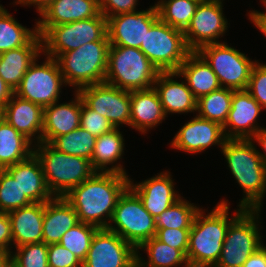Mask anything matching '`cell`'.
Masks as SVG:
<instances>
[{
	"mask_svg": "<svg viewBox=\"0 0 266 267\" xmlns=\"http://www.w3.org/2000/svg\"><path fill=\"white\" fill-rule=\"evenodd\" d=\"M161 170L164 171L146 177L145 180L136 181L134 177H130L129 180V188L140 198L145 209L154 218L183 196L180 189L175 187L177 183L174 181L176 179H173L171 170L169 168Z\"/></svg>",
	"mask_w": 266,
	"mask_h": 267,
	"instance_id": "18",
	"label": "cell"
},
{
	"mask_svg": "<svg viewBox=\"0 0 266 267\" xmlns=\"http://www.w3.org/2000/svg\"><path fill=\"white\" fill-rule=\"evenodd\" d=\"M219 153L223 155L234 183L243 192L236 206L264 209L266 165L259 156L255 142L252 139H226Z\"/></svg>",
	"mask_w": 266,
	"mask_h": 267,
	"instance_id": "2",
	"label": "cell"
},
{
	"mask_svg": "<svg viewBox=\"0 0 266 267\" xmlns=\"http://www.w3.org/2000/svg\"><path fill=\"white\" fill-rule=\"evenodd\" d=\"M197 99L221 88L217 75L197 52L192 51L178 70Z\"/></svg>",
	"mask_w": 266,
	"mask_h": 267,
	"instance_id": "30",
	"label": "cell"
},
{
	"mask_svg": "<svg viewBox=\"0 0 266 267\" xmlns=\"http://www.w3.org/2000/svg\"><path fill=\"white\" fill-rule=\"evenodd\" d=\"M33 27L28 28L3 6L0 9V53L26 46L37 33V19Z\"/></svg>",
	"mask_w": 266,
	"mask_h": 267,
	"instance_id": "33",
	"label": "cell"
},
{
	"mask_svg": "<svg viewBox=\"0 0 266 267\" xmlns=\"http://www.w3.org/2000/svg\"><path fill=\"white\" fill-rule=\"evenodd\" d=\"M190 229H157L156 238L169 246L181 250L187 255Z\"/></svg>",
	"mask_w": 266,
	"mask_h": 267,
	"instance_id": "44",
	"label": "cell"
},
{
	"mask_svg": "<svg viewBox=\"0 0 266 267\" xmlns=\"http://www.w3.org/2000/svg\"><path fill=\"white\" fill-rule=\"evenodd\" d=\"M13 94L14 91L0 77V113L3 111L5 105L11 99Z\"/></svg>",
	"mask_w": 266,
	"mask_h": 267,
	"instance_id": "50",
	"label": "cell"
},
{
	"mask_svg": "<svg viewBox=\"0 0 266 267\" xmlns=\"http://www.w3.org/2000/svg\"><path fill=\"white\" fill-rule=\"evenodd\" d=\"M80 127L87 130L95 137H100L102 134L114 129L109 120L101 116L99 113L90 109L82 100L81 97V115Z\"/></svg>",
	"mask_w": 266,
	"mask_h": 267,
	"instance_id": "41",
	"label": "cell"
},
{
	"mask_svg": "<svg viewBox=\"0 0 266 267\" xmlns=\"http://www.w3.org/2000/svg\"><path fill=\"white\" fill-rule=\"evenodd\" d=\"M77 92L90 109L106 117L114 128L130 129V91L102 82L84 86Z\"/></svg>",
	"mask_w": 266,
	"mask_h": 267,
	"instance_id": "14",
	"label": "cell"
},
{
	"mask_svg": "<svg viewBox=\"0 0 266 267\" xmlns=\"http://www.w3.org/2000/svg\"><path fill=\"white\" fill-rule=\"evenodd\" d=\"M200 204H196L182 196L172 206L164 210L155 218L156 228L191 229L194 217L200 210Z\"/></svg>",
	"mask_w": 266,
	"mask_h": 267,
	"instance_id": "36",
	"label": "cell"
},
{
	"mask_svg": "<svg viewBox=\"0 0 266 267\" xmlns=\"http://www.w3.org/2000/svg\"><path fill=\"white\" fill-rule=\"evenodd\" d=\"M133 267H140L137 263Z\"/></svg>",
	"mask_w": 266,
	"mask_h": 267,
	"instance_id": "58",
	"label": "cell"
},
{
	"mask_svg": "<svg viewBox=\"0 0 266 267\" xmlns=\"http://www.w3.org/2000/svg\"><path fill=\"white\" fill-rule=\"evenodd\" d=\"M99 14V0H54L38 15L37 27H52L86 20Z\"/></svg>",
	"mask_w": 266,
	"mask_h": 267,
	"instance_id": "25",
	"label": "cell"
},
{
	"mask_svg": "<svg viewBox=\"0 0 266 267\" xmlns=\"http://www.w3.org/2000/svg\"><path fill=\"white\" fill-rule=\"evenodd\" d=\"M42 39V53L51 58L74 50L107 35V18L100 13L97 17L60 24L52 27H37Z\"/></svg>",
	"mask_w": 266,
	"mask_h": 267,
	"instance_id": "8",
	"label": "cell"
},
{
	"mask_svg": "<svg viewBox=\"0 0 266 267\" xmlns=\"http://www.w3.org/2000/svg\"><path fill=\"white\" fill-rule=\"evenodd\" d=\"M96 138L82 127L56 137L50 144L60 152L91 161Z\"/></svg>",
	"mask_w": 266,
	"mask_h": 267,
	"instance_id": "37",
	"label": "cell"
},
{
	"mask_svg": "<svg viewBox=\"0 0 266 267\" xmlns=\"http://www.w3.org/2000/svg\"><path fill=\"white\" fill-rule=\"evenodd\" d=\"M109 47L107 34L100 41L87 43L56 58L64 82L68 88L70 87V91H78L84 86L104 82Z\"/></svg>",
	"mask_w": 266,
	"mask_h": 267,
	"instance_id": "4",
	"label": "cell"
},
{
	"mask_svg": "<svg viewBox=\"0 0 266 267\" xmlns=\"http://www.w3.org/2000/svg\"><path fill=\"white\" fill-rule=\"evenodd\" d=\"M11 220L13 248L43 240L44 203L30 205L8 212Z\"/></svg>",
	"mask_w": 266,
	"mask_h": 267,
	"instance_id": "28",
	"label": "cell"
},
{
	"mask_svg": "<svg viewBox=\"0 0 266 267\" xmlns=\"http://www.w3.org/2000/svg\"><path fill=\"white\" fill-rule=\"evenodd\" d=\"M225 197L220 198L213 208L208 210L209 206H202L196 213L189 233L187 261L205 264L218 262L229 224L244 210L236 206L232 212L231 202Z\"/></svg>",
	"mask_w": 266,
	"mask_h": 267,
	"instance_id": "3",
	"label": "cell"
},
{
	"mask_svg": "<svg viewBox=\"0 0 266 267\" xmlns=\"http://www.w3.org/2000/svg\"><path fill=\"white\" fill-rule=\"evenodd\" d=\"M9 5H13V8L17 5L20 7H33L39 15L46 7H48L54 0H12Z\"/></svg>",
	"mask_w": 266,
	"mask_h": 267,
	"instance_id": "47",
	"label": "cell"
},
{
	"mask_svg": "<svg viewBox=\"0 0 266 267\" xmlns=\"http://www.w3.org/2000/svg\"><path fill=\"white\" fill-rule=\"evenodd\" d=\"M107 229L136 249L146 240L155 237L157 232L155 218L129 187L119 197Z\"/></svg>",
	"mask_w": 266,
	"mask_h": 267,
	"instance_id": "11",
	"label": "cell"
},
{
	"mask_svg": "<svg viewBox=\"0 0 266 267\" xmlns=\"http://www.w3.org/2000/svg\"><path fill=\"white\" fill-rule=\"evenodd\" d=\"M99 228L79 222L62 236L59 244L69 249L82 262L86 259L92 238Z\"/></svg>",
	"mask_w": 266,
	"mask_h": 267,
	"instance_id": "38",
	"label": "cell"
},
{
	"mask_svg": "<svg viewBox=\"0 0 266 267\" xmlns=\"http://www.w3.org/2000/svg\"><path fill=\"white\" fill-rule=\"evenodd\" d=\"M190 118L187 121L185 120L183 125H179L181 127H179L167 146L169 145V148L178 153L184 152L191 156L208 153L209 151L206 150L216 149L214 147L221 151L226 140L223 127L196 114Z\"/></svg>",
	"mask_w": 266,
	"mask_h": 267,
	"instance_id": "15",
	"label": "cell"
},
{
	"mask_svg": "<svg viewBox=\"0 0 266 267\" xmlns=\"http://www.w3.org/2000/svg\"><path fill=\"white\" fill-rule=\"evenodd\" d=\"M1 115L34 145L42 142L43 108L40 105L13 94Z\"/></svg>",
	"mask_w": 266,
	"mask_h": 267,
	"instance_id": "23",
	"label": "cell"
},
{
	"mask_svg": "<svg viewBox=\"0 0 266 267\" xmlns=\"http://www.w3.org/2000/svg\"><path fill=\"white\" fill-rule=\"evenodd\" d=\"M263 112L266 111L247 90H233L232 106L223 126L225 138L252 139L266 127L260 122L264 120L261 116Z\"/></svg>",
	"mask_w": 266,
	"mask_h": 267,
	"instance_id": "19",
	"label": "cell"
},
{
	"mask_svg": "<svg viewBox=\"0 0 266 267\" xmlns=\"http://www.w3.org/2000/svg\"><path fill=\"white\" fill-rule=\"evenodd\" d=\"M136 251L137 264L140 267H180L187 261L181 250L161 242L156 237L143 242Z\"/></svg>",
	"mask_w": 266,
	"mask_h": 267,
	"instance_id": "32",
	"label": "cell"
},
{
	"mask_svg": "<svg viewBox=\"0 0 266 267\" xmlns=\"http://www.w3.org/2000/svg\"><path fill=\"white\" fill-rule=\"evenodd\" d=\"M71 94L73 97L67 102L60 100L43 108L42 142L51 143L56 137L80 127L81 96L77 91Z\"/></svg>",
	"mask_w": 266,
	"mask_h": 267,
	"instance_id": "21",
	"label": "cell"
},
{
	"mask_svg": "<svg viewBox=\"0 0 266 267\" xmlns=\"http://www.w3.org/2000/svg\"><path fill=\"white\" fill-rule=\"evenodd\" d=\"M49 267H82V261L59 243L48 245Z\"/></svg>",
	"mask_w": 266,
	"mask_h": 267,
	"instance_id": "43",
	"label": "cell"
},
{
	"mask_svg": "<svg viewBox=\"0 0 266 267\" xmlns=\"http://www.w3.org/2000/svg\"><path fill=\"white\" fill-rule=\"evenodd\" d=\"M247 20L253 24L254 28H256L260 34L266 37V17H246Z\"/></svg>",
	"mask_w": 266,
	"mask_h": 267,
	"instance_id": "51",
	"label": "cell"
},
{
	"mask_svg": "<svg viewBox=\"0 0 266 267\" xmlns=\"http://www.w3.org/2000/svg\"><path fill=\"white\" fill-rule=\"evenodd\" d=\"M40 54L42 39L39 34L26 46L0 53V77L15 91L30 65Z\"/></svg>",
	"mask_w": 266,
	"mask_h": 267,
	"instance_id": "26",
	"label": "cell"
},
{
	"mask_svg": "<svg viewBox=\"0 0 266 267\" xmlns=\"http://www.w3.org/2000/svg\"><path fill=\"white\" fill-rule=\"evenodd\" d=\"M13 237L8 212H0V251L12 252Z\"/></svg>",
	"mask_w": 266,
	"mask_h": 267,
	"instance_id": "46",
	"label": "cell"
},
{
	"mask_svg": "<svg viewBox=\"0 0 266 267\" xmlns=\"http://www.w3.org/2000/svg\"><path fill=\"white\" fill-rule=\"evenodd\" d=\"M160 1H162V0H155L154 3H152V4H154L156 6Z\"/></svg>",
	"mask_w": 266,
	"mask_h": 267,
	"instance_id": "56",
	"label": "cell"
},
{
	"mask_svg": "<svg viewBox=\"0 0 266 267\" xmlns=\"http://www.w3.org/2000/svg\"><path fill=\"white\" fill-rule=\"evenodd\" d=\"M180 267H217V266L216 264L194 263V262L186 261Z\"/></svg>",
	"mask_w": 266,
	"mask_h": 267,
	"instance_id": "54",
	"label": "cell"
},
{
	"mask_svg": "<svg viewBox=\"0 0 266 267\" xmlns=\"http://www.w3.org/2000/svg\"><path fill=\"white\" fill-rule=\"evenodd\" d=\"M246 90L266 111V63L262 60L253 66Z\"/></svg>",
	"mask_w": 266,
	"mask_h": 267,
	"instance_id": "42",
	"label": "cell"
},
{
	"mask_svg": "<svg viewBox=\"0 0 266 267\" xmlns=\"http://www.w3.org/2000/svg\"><path fill=\"white\" fill-rule=\"evenodd\" d=\"M31 203L14 177L5 169L0 170V212H10Z\"/></svg>",
	"mask_w": 266,
	"mask_h": 267,
	"instance_id": "39",
	"label": "cell"
},
{
	"mask_svg": "<svg viewBox=\"0 0 266 267\" xmlns=\"http://www.w3.org/2000/svg\"><path fill=\"white\" fill-rule=\"evenodd\" d=\"M11 260V252L0 251V267H6Z\"/></svg>",
	"mask_w": 266,
	"mask_h": 267,
	"instance_id": "53",
	"label": "cell"
},
{
	"mask_svg": "<svg viewBox=\"0 0 266 267\" xmlns=\"http://www.w3.org/2000/svg\"><path fill=\"white\" fill-rule=\"evenodd\" d=\"M66 88L68 86L56 59L42 53L30 65L14 94L45 108L63 100V90H68Z\"/></svg>",
	"mask_w": 266,
	"mask_h": 267,
	"instance_id": "9",
	"label": "cell"
},
{
	"mask_svg": "<svg viewBox=\"0 0 266 267\" xmlns=\"http://www.w3.org/2000/svg\"><path fill=\"white\" fill-rule=\"evenodd\" d=\"M259 3H260V6H263L264 7V10H255V9H250V10H247L246 9V14L245 16L246 17H266V0H259Z\"/></svg>",
	"mask_w": 266,
	"mask_h": 267,
	"instance_id": "52",
	"label": "cell"
},
{
	"mask_svg": "<svg viewBox=\"0 0 266 267\" xmlns=\"http://www.w3.org/2000/svg\"><path fill=\"white\" fill-rule=\"evenodd\" d=\"M124 130L114 128L96 138L91 158V165L96 172H113L132 176L125 168L124 162L126 161H123L125 151L127 153Z\"/></svg>",
	"mask_w": 266,
	"mask_h": 267,
	"instance_id": "24",
	"label": "cell"
},
{
	"mask_svg": "<svg viewBox=\"0 0 266 267\" xmlns=\"http://www.w3.org/2000/svg\"><path fill=\"white\" fill-rule=\"evenodd\" d=\"M130 104V128L138 135L148 136L147 134L155 131L168 119L154 87L130 91Z\"/></svg>",
	"mask_w": 266,
	"mask_h": 267,
	"instance_id": "22",
	"label": "cell"
},
{
	"mask_svg": "<svg viewBox=\"0 0 266 267\" xmlns=\"http://www.w3.org/2000/svg\"><path fill=\"white\" fill-rule=\"evenodd\" d=\"M140 6H143L140 5V0H99L100 13L107 19L117 14L140 10Z\"/></svg>",
	"mask_w": 266,
	"mask_h": 267,
	"instance_id": "45",
	"label": "cell"
},
{
	"mask_svg": "<svg viewBox=\"0 0 266 267\" xmlns=\"http://www.w3.org/2000/svg\"><path fill=\"white\" fill-rule=\"evenodd\" d=\"M263 209H244L226 232L217 267H242L265 244Z\"/></svg>",
	"mask_w": 266,
	"mask_h": 267,
	"instance_id": "6",
	"label": "cell"
},
{
	"mask_svg": "<svg viewBox=\"0 0 266 267\" xmlns=\"http://www.w3.org/2000/svg\"><path fill=\"white\" fill-rule=\"evenodd\" d=\"M233 89L221 87L197 99L196 115L220 124L227 121L232 106Z\"/></svg>",
	"mask_w": 266,
	"mask_h": 267,
	"instance_id": "34",
	"label": "cell"
},
{
	"mask_svg": "<svg viewBox=\"0 0 266 267\" xmlns=\"http://www.w3.org/2000/svg\"><path fill=\"white\" fill-rule=\"evenodd\" d=\"M34 153V144L3 118L0 119V170L24 161Z\"/></svg>",
	"mask_w": 266,
	"mask_h": 267,
	"instance_id": "31",
	"label": "cell"
},
{
	"mask_svg": "<svg viewBox=\"0 0 266 267\" xmlns=\"http://www.w3.org/2000/svg\"><path fill=\"white\" fill-rule=\"evenodd\" d=\"M136 248L115 232L99 228L94 234L82 267H133Z\"/></svg>",
	"mask_w": 266,
	"mask_h": 267,
	"instance_id": "16",
	"label": "cell"
},
{
	"mask_svg": "<svg viewBox=\"0 0 266 267\" xmlns=\"http://www.w3.org/2000/svg\"><path fill=\"white\" fill-rule=\"evenodd\" d=\"M34 154L41 163L46 185L53 196L66 195L96 172L90 160L60 152L50 143L34 145Z\"/></svg>",
	"mask_w": 266,
	"mask_h": 267,
	"instance_id": "5",
	"label": "cell"
},
{
	"mask_svg": "<svg viewBox=\"0 0 266 267\" xmlns=\"http://www.w3.org/2000/svg\"><path fill=\"white\" fill-rule=\"evenodd\" d=\"M159 19L156 6L121 13L107 19V34L110 46H125L140 49L146 31Z\"/></svg>",
	"mask_w": 266,
	"mask_h": 267,
	"instance_id": "17",
	"label": "cell"
},
{
	"mask_svg": "<svg viewBox=\"0 0 266 267\" xmlns=\"http://www.w3.org/2000/svg\"><path fill=\"white\" fill-rule=\"evenodd\" d=\"M252 140L258 145L257 149L262 162L266 165V127L262 128ZM262 149H260V148Z\"/></svg>",
	"mask_w": 266,
	"mask_h": 267,
	"instance_id": "49",
	"label": "cell"
},
{
	"mask_svg": "<svg viewBox=\"0 0 266 267\" xmlns=\"http://www.w3.org/2000/svg\"><path fill=\"white\" fill-rule=\"evenodd\" d=\"M154 89L158 93L163 111L168 118L174 115L196 114L197 100L178 71L160 72Z\"/></svg>",
	"mask_w": 266,
	"mask_h": 267,
	"instance_id": "20",
	"label": "cell"
},
{
	"mask_svg": "<svg viewBox=\"0 0 266 267\" xmlns=\"http://www.w3.org/2000/svg\"><path fill=\"white\" fill-rule=\"evenodd\" d=\"M11 260L19 267H49L48 245L39 242L13 248Z\"/></svg>",
	"mask_w": 266,
	"mask_h": 267,
	"instance_id": "40",
	"label": "cell"
},
{
	"mask_svg": "<svg viewBox=\"0 0 266 267\" xmlns=\"http://www.w3.org/2000/svg\"><path fill=\"white\" fill-rule=\"evenodd\" d=\"M5 170L14 177L22 193L33 203H46L54 197L46 185L41 163L34 153Z\"/></svg>",
	"mask_w": 266,
	"mask_h": 267,
	"instance_id": "27",
	"label": "cell"
},
{
	"mask_svg": "<svg viewBox=\"0 0 266 267\" xmlns=\"http://www.w3.org/2000/svg\"><path fill=\"white\" fill-rule=\"evenodd\" d=\"M130 176L95 172L73 187L64 198L75 209L79 222L107 228L119 197L129 187Z\"/></svg>",
	"mask_w": 266,
	"mask_h": 267,
	"instance_id": "1",
	"label": "cell"
},
{
	"mask_svg": "<svg viewBox=\"0 0 266 267\" xmlns=\"http://www.w3.org/2000/svg\"><path fill=\"white\" fill-rule=\"evenodd\" d=\"M140 50L160 72L178 71L192 52L186 44L183 31L160 19L146 31Z\"/></svg>",
	"mask_w": 266,
	"mask_h": 267,
	"instance_id": "12",
	"label": "cell"
},
{
	"mask_svg": "<svg viewBox=\"0 0 266 267\" xmlns=\"http://www.w3.org/2000/svg\"><path fill=\"white\" fill-rule=\"evenodd\" d=\"M242 267H266V243L253 253Z\"/></svg>",
	"mask_w": 266,
	"mask_h": 267,
	"instance_id": "48",
	"label": "cell"
},
{
	"mask_svg": "<svg viewBox=\"0 0 266 267\" xmlns=\"http://www.w3.org/2000/svg\"><path fill=\"white\" fill-rule=\"evenodd\" d=\"M79 223L78 215L64 196H54L44 203L43 240L45 244L59 243L70 228Z\"/></svg>",
	"mask_w": 266,
	"mask_h": 267,
	"instance_id": "29",
	"label": "cell"
},
{
	"mask_svg": "<svg viewBox=\"0 0 266 267\" xmlns=\"http://www.w3.org/2000/svg\"><path fill=\"white\" fill-rule=\"evenodd\" d=\"M212 1H217V2L226 3L225 1H227V0H212Z\"/></svg>",
	"mask_w": 266,
	"mask_h": 267,
	"instance_id": "57",
	"label": "cell"
},
{
	"mask_svg": "<svg viewBox=\"0 0 266 267\" xmlns=\"http://www.w3.org/2000/svg\"><path fill=\"white\" fill-rule=\"evenodd\" d=\"M160 74L138 48L110 46L104 82L122 90L135 91L153 87Z\"/></svg>",
	"mask_w": 266,
	"mask_h": 267,
	"instance_id": "7",
	"label": "cell"
},
{
	"mask_svg": "<svg viewBox=\"0 0 266 267\" xmlns=\"http://www.w3.org/2000/svg\"><path fill=\"white\" fill-rule=\"evenodd\" d=\"M6 267H19L16 263H14L12 260L7 264Z\"/></svg>",
	"mask_w": 266,
	"mask_h": 267,
	"instance_id": "55",
	"label": "cell"
},
{
	"mask_svg": "<svg viewBox=\"0 0 266 267\" xmlns=\"http://www.w3.org/2000/svg\"><path fill=\"white\" fill-rule=\"evenodd\" d=\"M225 4L212 0L199 3L189 26L183 32L191 51H198L204 45L227 41L225 36H229L231 20L224 14Z\"/></svg>",
	"mask_w": 266,
	"mask_h": 267,
	"instance_id": "13",
	"label": "cell"
},
{
	"mask_svg": "<svg viewBox=\"0 0 266 267\" xmlns=\"http://www.w3.org/2000/svg\"><path fill=\"white\" fill-rule=\"evenodd\" d=\"M201 1L204 0H162L156 9L162 22L184 32Z\"/></svg>",
	"mask_w": 266,
	"mask_h": 267,
	"instance_id": "35",
	"label": "cell"
},
{
	"mask_svg": "<svg viewBox=\"0 0 266 267\" xmlns=\"http://www.w3.org/2000/svg\"><path fill=\"white\" fill-rule=\"evenodd\" d=\"M227 42L204 45L197 52L217 75L221 87L246 90L253 66L259 59L250 58L247 52Z\"/></svg>",
	"mask_w": 266,
	"mask_h": 267,
	"instance_id": "10",
	"label": "cell"
}]
</instances>
